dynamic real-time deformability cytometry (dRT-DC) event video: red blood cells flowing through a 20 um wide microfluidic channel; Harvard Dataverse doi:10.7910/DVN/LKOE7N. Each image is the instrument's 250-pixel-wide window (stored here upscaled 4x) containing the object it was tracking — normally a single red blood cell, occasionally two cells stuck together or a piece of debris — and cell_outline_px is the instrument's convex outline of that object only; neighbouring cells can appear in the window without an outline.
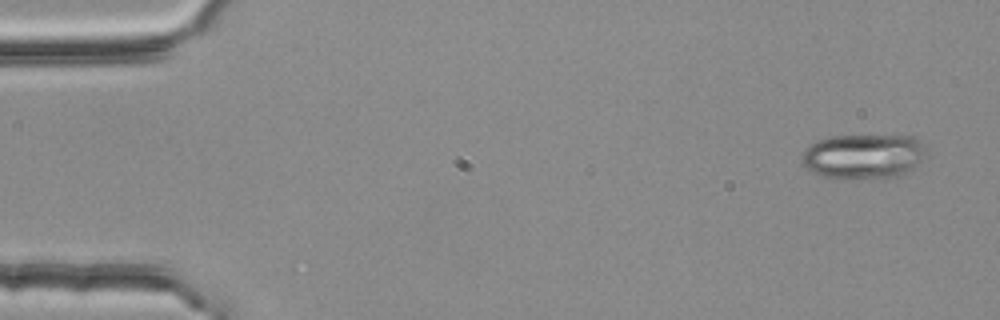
{"species": "common noctule bat (a hibernating species)", "species_latin": "Nyctalus noctula", "temperature_condition": "room temperature", "stored_images_in_passage": 4, "segment_of_instrument_passage": [1, 2], "camera_frame_rate_fps": 3000, "um_per_image_px": 0.085, "animal": {"sex": "female", "body_mass_g": 25.1}, "frame": {"image": 1, "passage_image": 1, "time_ms": 0.0, "image_size_px": [1000, 320], "cell_outline_px": [[928, 156], [904, 176], [884, 180], [820, 176], [804, 168], [804, 152], [812, 144], [820, 140], [832, 136], [916, 136], [924, 148]], "centroid_in_image_um": [73.49, 13.32], "position_along_channel_um": 11.5, "area_um2": 32.83}}